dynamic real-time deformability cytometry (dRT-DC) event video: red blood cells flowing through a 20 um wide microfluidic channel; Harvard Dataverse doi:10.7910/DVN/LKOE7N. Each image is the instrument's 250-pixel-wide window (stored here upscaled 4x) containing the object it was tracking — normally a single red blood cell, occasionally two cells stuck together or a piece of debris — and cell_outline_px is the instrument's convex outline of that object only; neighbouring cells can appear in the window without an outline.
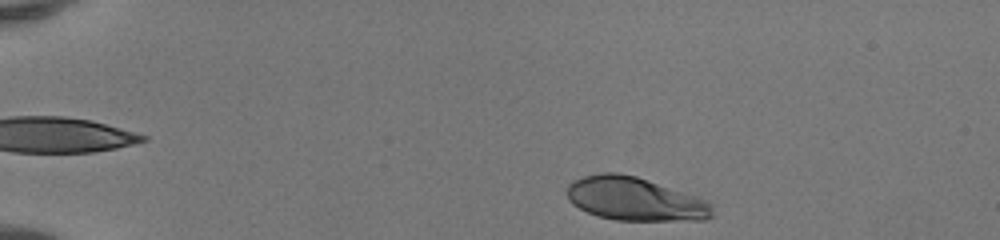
{"species": "human", "species_latin": "Homo sapiens", "temperature_condition": "room temperature", "stored_images_in_passage": 38, "camera_frame_rate_fps": 3000, "um_per_image_px": 0.085, "donor": {"sex": "female"}, "frame": {"image": 1, "passage_image": 1, "time_ms": 0.0, "image_size_px": [1000, 240], "cell_outline_px": [[712, 216], [704, 220], [616, 220], [600, 216], [588, 212], [572, 204], [568, 200], [568, 184], [572, 180], [584, 176], [600, 172], [616, 172], [636, 176], [704, 200], [712, 204]], "centroid_in_image_um": [53.91, 16.91], "position_along_channel_um": 31.1, "area_um2": 36.24}}
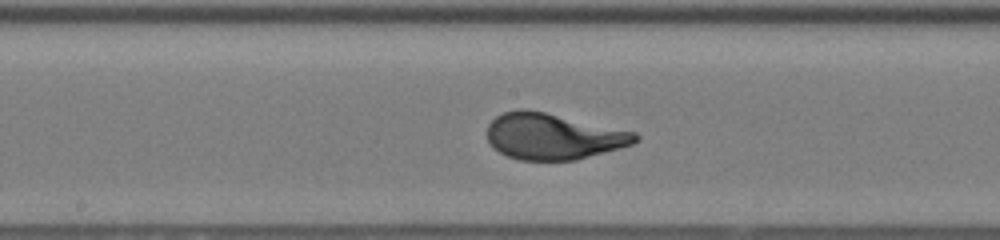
{"frame": {"image": 2, "passage_image": 20, "time_ms": 6.333, "image_size_px": [1000, 240], "cell_outline_px": [[640, 140], [632, 144], [620, 148], [576, 160], [520, 160], [508, 156], [500, 152], [488, 140], [488, 124], [496, 116], [504, 112], [520, 108], [524, 108], [544, 112], [636, 132], [640, 136]], "centroid_in_image_um": [47.04, 11.59], "position_along_channel_um": 201.2, "area_um2": 39.59}}
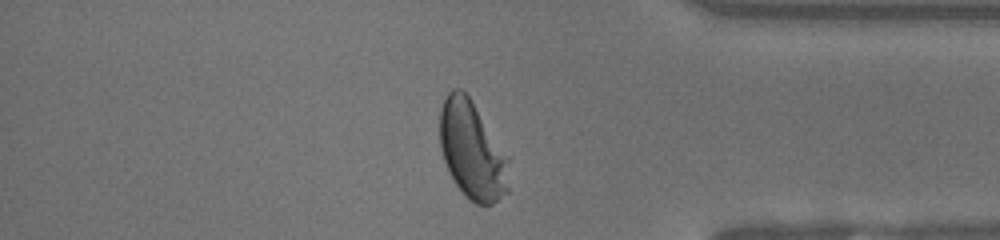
{"frame": {"image": 3, "passage_image": 35, "time_ms": 11.333, "image_size_px": [1000, 240], "cell_outline_px": [[508, 192], [492, 204], [476, 204], [468, 200], [464, 196], [452, 180], [448, 172], [440, 148], [440, 108], [448, 92], [452, 88], [460, 88], [468, 96], [508, 156]], "centroid_in_image_um": [40.11, 12.82], "position_along_channel_um": 395.1, "area_um2": 39.3}, "authors_computed_cell_mechanics": {"area_um2": 39.0439, "velocity_mm_per_s": 4.1337, "shape_relaxation_time_tau1_ms": 2.6515, "shape_relaxation_time_tau2_ms": null, "deformation_change_tau1": 0.1931, "deformation_change_tau2": null}}